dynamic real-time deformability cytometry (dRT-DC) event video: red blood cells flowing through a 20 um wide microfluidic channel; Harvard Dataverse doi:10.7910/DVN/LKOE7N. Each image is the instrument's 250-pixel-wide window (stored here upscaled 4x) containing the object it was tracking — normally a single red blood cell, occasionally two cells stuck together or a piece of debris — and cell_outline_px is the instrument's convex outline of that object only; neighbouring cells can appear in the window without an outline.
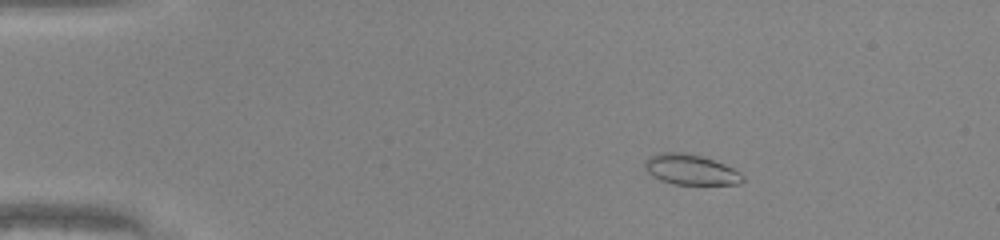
{"species": "common noctule bat (a hibernating species)", "species_latin": "Nyctalus noctula", "temperature_condition": "warm", "stored_images_in_passage": 43, "camera_frame_rate_fps": 3000, "um_per_image_px": 0.085, "animal": {"sex": "male", "body_mass_g": 20.0, "forearm_length_mm": 53.3}, "frame": {"image": 1, "passage_image": 2, "time_ms": 0.333, "image_size_px": [1000, 240], "cell_outline_px": [[744, 180], [740, 184], [672, 184], [660, 180], [652, 176], [644, 168], [644, 160], [648, 156], [660, 152], [684, 152], [704, 156], [724, 164], [740, 172], [744, 176]], "centroid_in_image_um": [58.68, 14.4], "position_along_channel_um": 26.3, "area_um2": 17.57}}
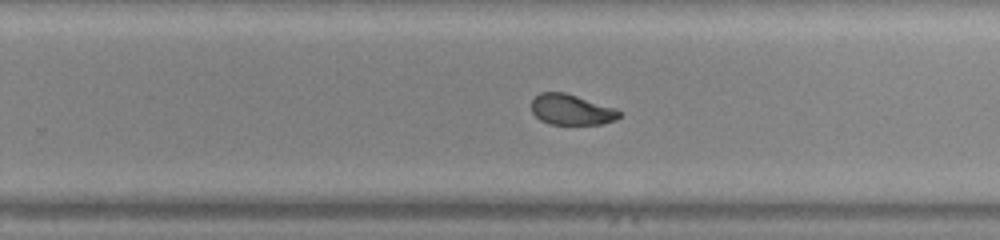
{"frame": {"image": 2, "passage_image": 26, "time_ms": 8.333, "image_size_px": [1000, 240], "cell_outline_px": [[620, 116], [616, 120], [600, 124], [548, 124], [540, 120], [532, 112], [532, 100], [540, 92], [564, 92], [616, 108], [620, 112]], "centroid_in_image_um": [48.56, 9.32], "position_along_channel_um": 281.2, "area_um2": 15.61}}
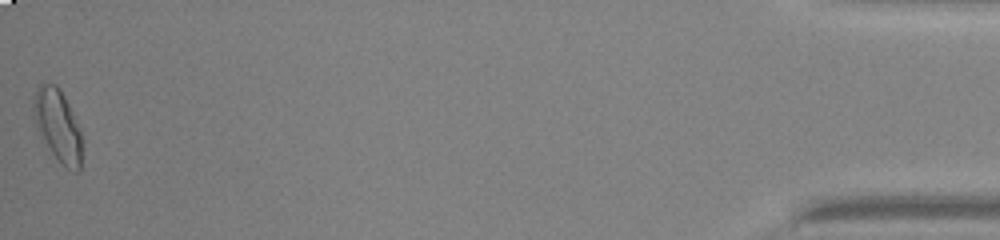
{"frame": {"image": 3, "passage_image": 43, "time_ms": 14.0, "image_size_px": [1000, 240], "cell_outline_px": [[80, 172], [72, 172], [64, 168], [60, 164], [36, 132], [32, 116], [32, 96], [36, 88], [40, 84], [56, 84], [60, 88], [80, 128]], "centroid_in_image_um": [4.84, 10.68], "position_along_channel_um": 430.4, "area_um2": 20.87}, "authors_computed_cell_mechanics": {"area_um2": 17.2244, "velocity_mm_per_s": 4.2262, "shape_relaxation_time_tau1_ms": 2.9612, "shape_relaxation_time_tau2_ms": 1.1407, "deformation_change_tau1": 0.1506, "deformation_change_tau2": 0.0667}}